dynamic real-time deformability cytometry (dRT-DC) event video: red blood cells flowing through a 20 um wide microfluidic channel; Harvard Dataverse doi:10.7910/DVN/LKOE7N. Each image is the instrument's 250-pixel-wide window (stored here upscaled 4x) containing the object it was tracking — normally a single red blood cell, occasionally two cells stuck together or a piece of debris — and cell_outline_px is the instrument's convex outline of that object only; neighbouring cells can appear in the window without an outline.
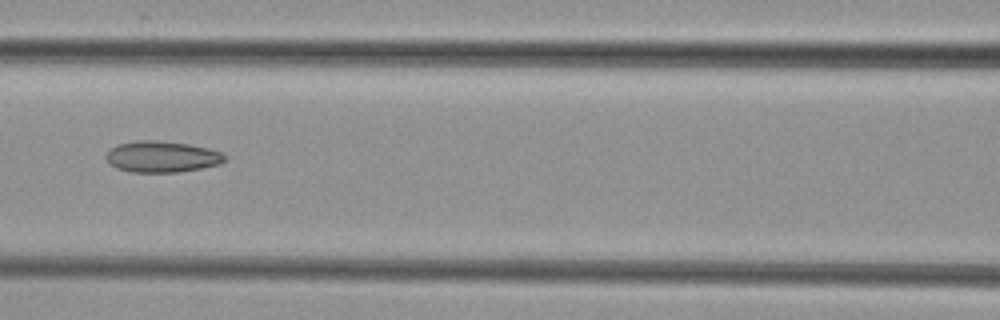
{"species": "common noctule bat (a hibernating species)", "species_latin": "Nyctalus noctula", "temperature_condition": "cold", "stored_images_in_passage": 6, "camera_frame_rate_fps": 3000, "um_per_image_px": 0.085, "animal": {"sex": "female", "body_mass_g": 29.2, "forearm_length_mm": 56.3}, "frame": {"image": 1, "passage_image": 6, "time_ms": 7.667, "image_size_px": [1000, 320], "cell_outline_px": [[224, 160], [220, 164], [180, 172], [132, 172], [116, 168], [104, 156], [116, 144], [136, 140], [156, 140], [188, 144], [208, 148], [220, 152], [224, 156]], "centroid_in_image_um": [13.73, 13.31], "position_along_channel_um": 152.9, "area_um2": 21.44}}